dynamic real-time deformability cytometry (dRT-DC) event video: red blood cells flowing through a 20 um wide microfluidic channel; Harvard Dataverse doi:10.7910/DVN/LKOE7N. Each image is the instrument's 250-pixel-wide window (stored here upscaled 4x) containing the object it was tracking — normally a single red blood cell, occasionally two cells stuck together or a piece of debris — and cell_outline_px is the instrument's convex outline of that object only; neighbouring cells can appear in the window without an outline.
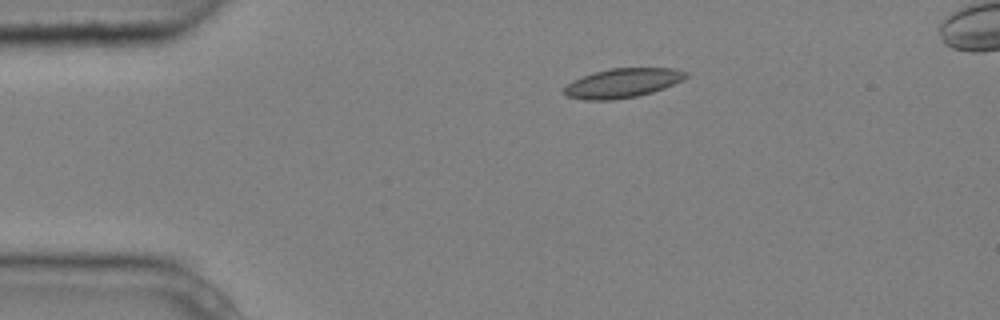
{"species": "common noctule bat (a hibernating species)", "species_latin": "Nyctalus noctula", "temperature_condition": "cold", "stored_images_in_passage": 3, "camera_frame_rate_fps": 3000, "um_per_image_px": 0.085, "animal": {"sex": "male", "body_mass_g": 20.4}, "frame": {"image": 1, "passage_image": 1, "time_ms": 0.0, "image_size_px": [1000, 320], "cell_outline_px": [[688, 76], [684, 80], [664, 88], [652, 92], [636, 96], [612, 100], [584, 100], [568, 96], [564, 92], [564, 88], [572, 80], [592, 72], [612, 68], [676, 68], [688, 72]], "centroid_in_image_um": [52.94, 7.05], "position_along_channel_um": 32.1, "area_um2": 20.87}}